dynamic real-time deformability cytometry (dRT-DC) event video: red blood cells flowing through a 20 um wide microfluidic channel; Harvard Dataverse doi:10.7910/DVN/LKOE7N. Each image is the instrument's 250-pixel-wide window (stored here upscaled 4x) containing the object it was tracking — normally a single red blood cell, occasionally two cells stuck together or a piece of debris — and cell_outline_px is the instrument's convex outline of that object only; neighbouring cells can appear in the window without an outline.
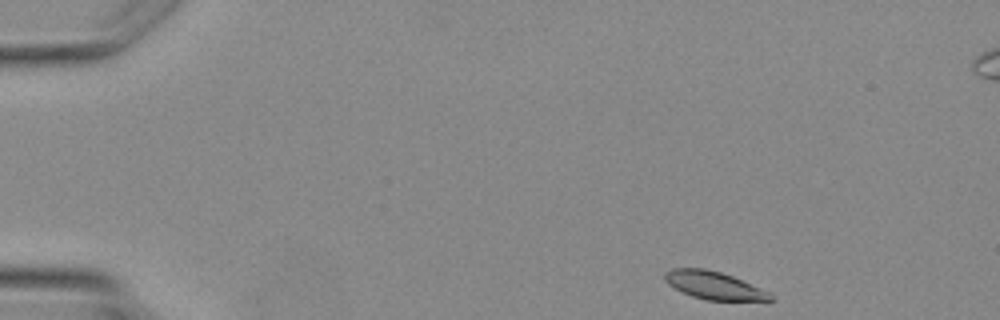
{"species": "Egyptian fruit bat (a non-hibernating species)", "species_latin": "Rousettus aegyptiacus", "temperature_condition": "warm", "stored_images_in_passage": 4, "camera_frame_rate_fps": 3000, "um_per_image_px": 0.085, "animal": {"sex": "female"}, "frame": {"image": 1, "passage_image": 1, "time_ms": 0.0, "image_size_px": [1000, 320], "cell_outline_px": [[776, 300], [704, 300], [692, 296], [668, 284], [664, 280], [664, 272], [672, 268], [704, 268], [720, 272], [732, 276], [772, 292]], "centroid_in_image_um": [60.72, 24.25], "position_along_channel_um": 24.3, "area_um2": 17.17}}